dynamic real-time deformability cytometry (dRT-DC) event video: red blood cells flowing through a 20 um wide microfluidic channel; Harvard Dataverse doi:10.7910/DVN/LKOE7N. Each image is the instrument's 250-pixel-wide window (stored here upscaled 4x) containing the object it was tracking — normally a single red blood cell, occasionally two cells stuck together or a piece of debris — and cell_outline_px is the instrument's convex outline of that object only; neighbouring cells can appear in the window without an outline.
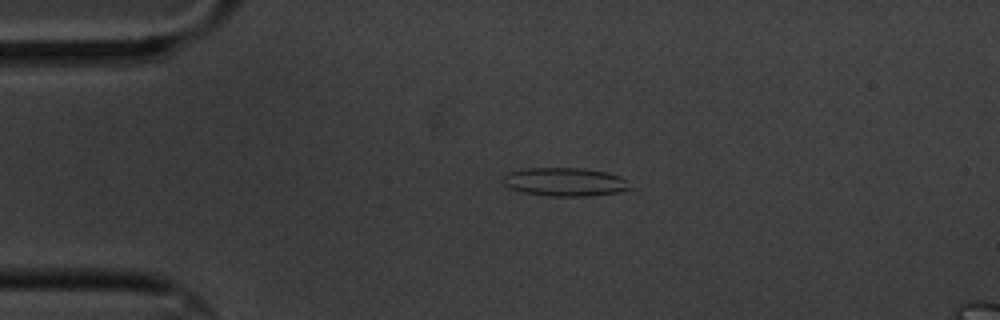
{"species": "common noctule bat (a hibernating species)", "species_latin": "Nyctalus noctula", "temperature_condition": "cold", "stored_images_in_passage": 6, "camera_frame_rate_fps": 3000, "um_per_image_px": 0.085, "animal": {"sex": "male", "body_mass_g": 20.1, "forearm_length_mm": 53.5}, "frame": {"image": 1, "passage_image": 6, "time_ms": 7.0, "image_size_px": [1000, 320], "cell_outline_px": [[632, 188], [620, 192], [588, 196], [548, 196], [524, 192], [508, 188], [504, 184], [504, 176], [508, 172], [524, 168], [584, 168], [604, 172], [620, 176]], "centroid_in_image_um": [48.0, 15.46], "position_along_channel_um": 37.0, "area_um2": 20.98}}